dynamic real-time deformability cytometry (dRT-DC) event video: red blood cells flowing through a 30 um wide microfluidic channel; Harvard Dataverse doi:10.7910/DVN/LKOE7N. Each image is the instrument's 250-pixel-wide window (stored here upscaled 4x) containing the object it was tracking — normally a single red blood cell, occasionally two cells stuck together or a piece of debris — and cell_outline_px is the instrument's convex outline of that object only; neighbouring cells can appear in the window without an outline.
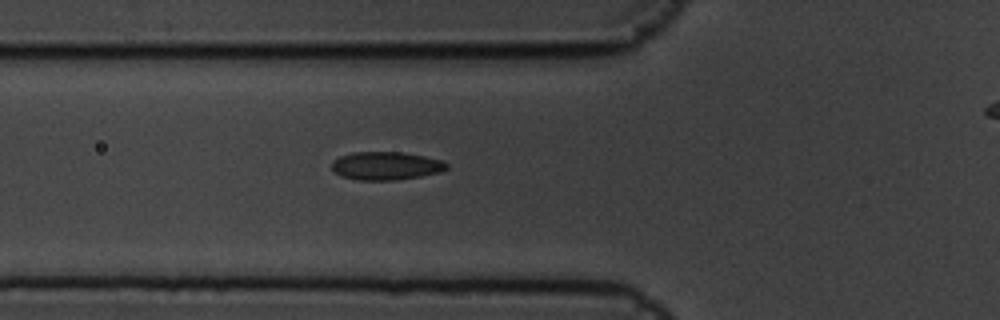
{"species": "common noctule bat (a hibernating species)", "species_latin": "Nyctalus noctula", "temperature_condition": "cold", "stored_images_in_passage": 7, "segment_of_instrument_passage": [1, 2], "camera_frame_rate_fps": 3000, "um_per_image_px": 0.085, "animal": {"sex": "male", "body_mass_g": 19.5, "forearm_length_mm": 54.6}, "frame": {"image": 1, "passage_image": 6, "time_ms": 1.667, "image_size_px": [1000, 320], "cell_outline_px": [[448, 168], [440, 172], [420, 176], [396, 180], [360, 180], [340, 176], [332, 168], [332, 160], [340, 156], [352, 152], [400, 152], [424, 156], [444, 160], [448, 164]], "centroid_in_image_um": [32.82, 14.09], "position_along_channel_um": 93.0, "area_um2": 18.9}}